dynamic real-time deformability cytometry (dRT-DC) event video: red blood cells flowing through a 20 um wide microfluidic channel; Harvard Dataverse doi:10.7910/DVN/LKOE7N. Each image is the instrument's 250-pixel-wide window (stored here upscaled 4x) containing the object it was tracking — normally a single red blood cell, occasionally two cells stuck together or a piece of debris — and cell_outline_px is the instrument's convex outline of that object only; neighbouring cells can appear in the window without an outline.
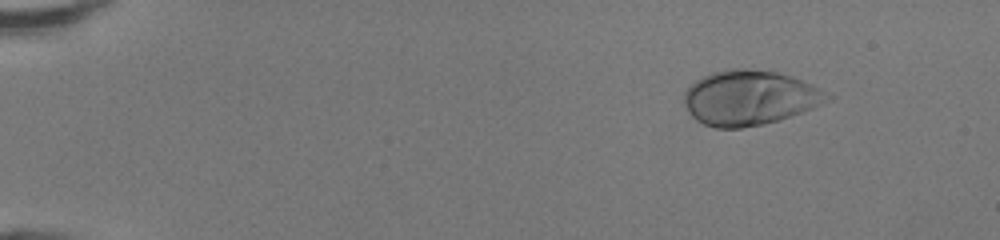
{"species": "human", "species_latin": "Homo sapiens", "temperature_condition": "room temperature", "stored_images_in_passage": 43, "camera_frame_rate_fps": 3000, "um_per_image_px": 0.085, "donor": {"sex": "female"}, "frame": {"image": 1, "passage_image": 1, "time_ms": 0.0, "image_size_px": [1000, 240], "cell_outline_px": [[836, 96], [812, 108], [764, 124], [740, 128], [716, 128], [704, 124], [696, 120], [688, 112], [684, 104], [684, 92], [696, 80], [712, 72], [732, 68], [740, 68], [776, 72], [800, 80], [820, 88]], "centroid_in_image_um": [63.69, 8.31], "position_along_channel_um": 21.3, "area_um2": 45.32}}
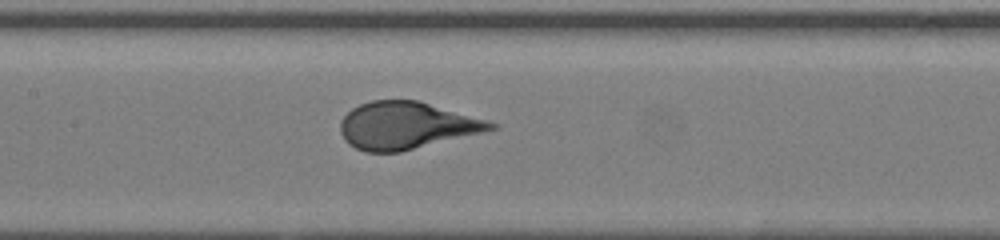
{"frame": {"image": 2, "passage_image": 20, "time_ms": 6.333, "image_size_px": [1000, 240], "cell_outline_px": [[500, 124], [496, 128], [484, 132], [400, 152], [364, 152], [348, 144], [344, 140], [340, 132], [340, 120], [352, 108], [360, 104], [372, 100], [416, 100], [488, 120]], "centroid_in_image_um": [34.53, 10.68], "position_along_channel_um": 172.9, "area_um2": 41.33}}
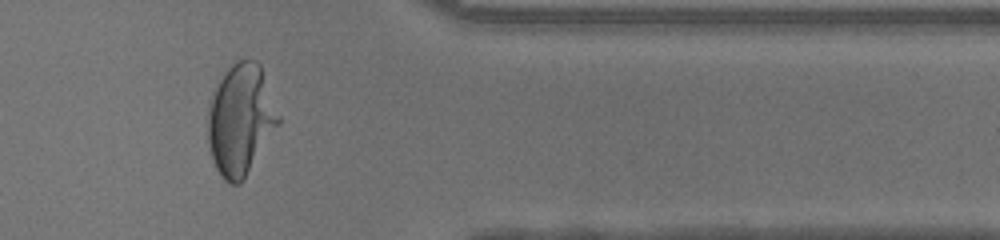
{"frame": {"image": 3, "passage_image": 36, "time_ms": 11.667, "image_size_px": [1000, 240], "cell_outline_px": [[280, 124], [244, 180], [240, 184], [232, 184], [224, 180], [220, 176], [212, 160], [208, 148], [208, 100], [224, 72], [236, 60], [256, 60], [260, 64], [280, 116]], "centroid_in_image_um": [20.44, 10.2], "position_along_channel_um": 391.0, "area_um2": 46.12}}